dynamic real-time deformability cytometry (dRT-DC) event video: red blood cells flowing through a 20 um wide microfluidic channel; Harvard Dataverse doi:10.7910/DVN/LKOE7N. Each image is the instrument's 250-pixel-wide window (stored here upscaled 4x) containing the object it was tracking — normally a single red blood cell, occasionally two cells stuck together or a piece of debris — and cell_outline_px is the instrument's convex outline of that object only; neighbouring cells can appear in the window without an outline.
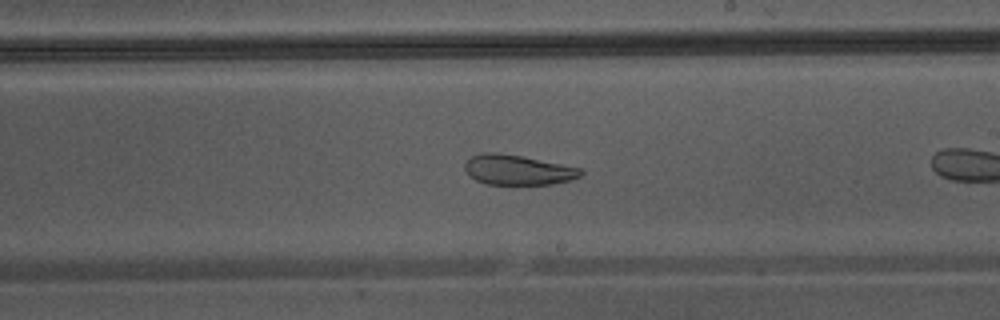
{"species": "Egyptian fruit bat (a non-hibernating species)", "species_latin": "Rousettus aegyptiacus", "temperature_condition": "warm", "stored_images_in_passage": 21, "camera_frame_rate_fps": 3000, "um_per_image_px": 0.085, "animal": {"sex": "male"}, "frame": {"image": 1, "passage_image": 10, "time_ms": 3.0, "image_size_px": [1000, 320], "cell_outline_px": [[584, 172], [580, 176], [568, 180], [552, 184], [484, 184], [468, 176], [464, 168], [464, 164], [472, 156], [484, 152], [496, 152], [520, 156], [580, 168]], "centroid_in_image_um": [43.95, 14.44], "position_along_channel_um": 245.0, "area_um2": 20.06}}